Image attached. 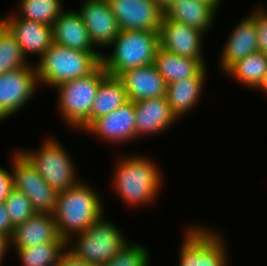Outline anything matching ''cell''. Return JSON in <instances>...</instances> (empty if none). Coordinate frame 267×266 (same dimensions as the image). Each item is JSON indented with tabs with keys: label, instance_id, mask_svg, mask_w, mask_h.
<instances>
[{
	"label": "cell",
	"instance_id": "277c9868",
	"mask_svg": "<svg viewBox=\"0 0 267 266\" xmlns=\"http://www.w3.org/2000/svg\"><path fill=\"white\" fill-rule=\"evenodd\" d=\"M110 47L111 54H102L101 64L108 75L120 76L124 71L154 64L160 47L159 33L144 30H122Z\"/></svg>",
	"mask_w": 267,
	"mask_h": 266
},
{
	"label": "cell",
	"instance_id": "8fae6325",
	"mask_svg": "<svg viewBox=\"0 0 267 266\" xmlns=\"http://www.w3.org/2000/svg\"><path fill=\"white\" fill-rule=\"evenodd\" d=\"M120 31L144 30L159 33L164 10L156 0H107Z\"/></svg>",
	"mask_w": 267,
	"mask_h": 266
},
{
	"label": "cell",
	"instance_id": "836d02e7",
	"mask_svg": "<svg viewBox=\"0 0 267 266\" xmlns=\"http://www.w3.org/2000/svg\"><path fill=\"white\" fill-rule=\"evenodd\" d=\"M56 266H93L73 254L68 248L60 256Z\"/></svg>",
	"mask_w": 267,
	"mask_h": 266
},
{
	"label": "cell",
	"instance_id": "4dcf8cb0",
	"mask_svg": "<svg viewBox=\"0 0 267 266\" xmlns=\"http://www.w3.org/2000/svg\"><path fill=\"white\" fill-rule=\"evenodd\" d=\"M259 6V7H257ZM256 9L250 12L248 16L254 21L256 25L257 40L259 51L267 55V10L262 5H256Z\"/></svg>",
	"mask_w": 267,
	"mask_h": 266
},
{
	"label": "cell",
	"instance_id": "5bb4252c",
	"mask_svg": "<svg viewBox=\"0 0 267 266\" xmlns=\"http://www.w3.org/2000/svg\"><path fill=\"white\" fill-rule=\"evenodd\" d=\"M205 32L186 24L163 17L159 30L160 48L179 56L204 59L203 38Z\"/></svg>",
	"mask_w": 267,
	"mask_h": 266
},
{
	"label": "cell",
	"instance_id": "d590c367",
	"mask_svg": "<svg viewBox=\"0 0 267 266\" xmlns=\"http://www.w3.org/2000/svg\"><path fill=\"white\" fill-rule=\"evenodd\" d=\"M7 30H8V21L5 15V17H0V39Z\"/></svg>",
	"mask_w": 267,
	"mask_h": 266
},
{
	"label": "cell",
	"instance_id": "8d00e7d4",
	"mask_svg": "<svg viewBox=\"0 0 267 266\" xmlns=\"http://www.w3.org/2000/svg\"><path fill=\"white\" fill-rule=\"evenodd\" d=\"M257 90H261V91L263 90L262 92H264L265 95L267 94V71H266V74H265V76L263 78L262 83L257 88Z\"/></svg>",
	"mask_w": 267,
	"mask_h": 266
},
{
	"label": "cell",
	"instance_id": "5b68a950",
	"mask_svg": "<svg viewBox=\"0 0 267 266\" xmlns=\"http://www.w3.org/2000/svg\"><path fill=\"white\" fill-rule=\"evenodd\" d=\"M108 74L100 64L92 73L55 87L61 117L68 126L83 131L91 124V107L100 82Z\"/></svg>",
	"mask_w": 267,
	"mask_h": 266
},
{
	"label": "cell",
	"instance_id": "484cf974",
	"mask_svg": "<svg viewBox=\"0 0 267 266\" xmlns=\"http://www.w3.org/2000/svg\"><path fill=\"white\" fill-rule=\"evenodd\" d=\"M67 244L65 240H56L14 251L21 266H56L60 256L67 249Z\"/></svg>",
	"mask_w": 267,
	"mask_h": 266
},
{
	"label": "cell",
	"instance_id": "ffe728a7",
	"mask_svg": "<svg viewBox=\"0 0 267 266\" xmlns=\"http://www.w3.org/2000/svg\"><path fill=\"white\" fill-rule=\"evenodd\" d=\"M206 69L207 66H203L194 76L167 84V102L178 120L198 103L207 80Z\"/></svg>",
	"mask_w": 267,
	"mask_h": 266
},
{
	"label": "cell",
	"instance_id": "2e32d148",
	"mask_svg": "<svg viewBox=\"0 0 267 266\" xmlns=\"http://www.w3.org/2000/svg\"><path fill=\"white\" fill-rule=\"evenodd\" d=\"M136 139L165 132L178 119L172 113L166 96L134 102Z\"/></svg>",
	"mask_w": 267,
	"mask_h": 266
},
{
	"label": "cell",
	"instance_id": "d4e9b609",
	"mask_svg": "<svg viewBox=\"0 0 267 266\" xmlns=\"http://www.w3.org/2000/svg\"><path fill=\"white\" fill-rule=\"evenodd\" d=\"M266 71L267 55L257 51L234 63L225 75L235 77L240 84L255 90L262 83Z\"/></svg>",
	"mask_w": 267,
	"mask_h": 266
},
{
	"label": "cell",
	"instance_id": "f546056e",
	"mask_svg": "<svg viewBox=\"0 0 267 266\" xmlns=\"http://www.w3.org/2000/svg\"><path fill=\"white\" fill-rule=\"evenodd\" d=\"M4 203L14 227L25 222L36 213L30 200L22 192L14 188L10 190Z\"/></svg>",
	"mask_w": 267,
	"mask_h": 266
},
{
	"label": "cell",
	"instance_id": "7402d4cb",
	"mask_svg": "<svg viewBox=\"0 0 267 266\" xmlns=\"http://www.w3.org/2000/svg\"><path fill=\"white\" fill-rule=\"evenodd\" d=\"M217 9L204 0H176L164 9V16L207 33L214 26Z\"/></svg>",
	"mask_w": 267,
	"mask_h": 266
},
{
	"label": "cell",
	"instance_id": "9a60e30c",
	"mask_svg": "<svg viewBox=\"0 0 267 266\" xmlns=\"http://www.w3.org/2000/svg\"><path fill=\"white\" fill-rule=\"evenodd\" d=\"M9 15V16H8ZM8 29L15 36L23 55L36 54L41 57L53 43L52 27L41 22L19 18L8 14Z\"/></svg>",
	"mask_w": 267,
	"mask_h": 266
},
{
	"label": "cell",
	"instance_id": "83f0119b",
	"mask_svg": "<svg viewBox=\"0 0 267 266\" xmlns=\"http://www.w3.org/2000/svg\"><path fill=\"white\" fill-rule=\"evenodd\" d=\"M29 64L15 36L8 29L0 39V75Z\"/></svg>",
	"mask_w": 267,
	"mask_h": 266
},
{
	"label": "cell",
	"instance_id": "44dd1931",
	"mask_svg": "<svg viewBox=\"0 0 267 266\" xmlns=\"http://www.w3.org/2000/svg\"><path fill=\"white\" fill-rule=\"evenodd\" d=\"M53 42L80 51H98L92 44L88 30L77 10H65L52 26Z\"/></svg>",
	"mask_w": 267,
	"mask_h": 266
},
{
	"label": "cell",
	"instance_id": "603a6c76",
	"mask_svg": "<svg viewBox=\"0 0 267 266\" xmlns=\"http://www.w3.org/2000/svg\"><path fill=\"white\" fill-rule=\"evenodd\" d=\"M154 65L167 84L194 76L203 66L206 59H193L179 56L158 48Z\"/></svg>",
	"mask_w": 267,
	"mask_h": 266
},
{
	"label": "cell",
	"instance_id": "74e56055",
	"mask_svg": "<svg viewBox=\"0 0 267 266\" xmlns=\"http://www.w3.org/2000/svg\"><path fill=\"white\" fill-rule=\"evenodd\" d=\"M159 6L164 10L166 9L172 2L176 0H156Z\"/></svg>",
	"mask_w": 267,
	"mask_h": 266
},
{
	"label": "cell",
	"instance_id": "8992f818",
	"mask_svg": "<svg viewBox=\"0 0 267 266\" xmlns=\"http://www.w3.org/2000/svg\"><path fill=\"white\" fill-rule=\"evenodd\" d=\"M62 145L54 137H48L35 151L19 150L57 192L67 190L81 181L75 162Z\"/></svg>",
	"mask_w": 267,
	"mask_h": 266
},
{
	"label": "cell",
	"instance_id": "ac0fdd59",
	"mask_svg": "<svg viewBox=\"0 0 267 266\" xmlns=\"http://www.w3.org/2000/svg\"><path fill=\"white\" fill-rule=\"evenodd\" d=\"M56 240L64 239L58 232L53 214L50 213H35L17 225L10 238L11 247L15 250Z\"/></svg>",
	"mask_w": 267,
	"mask_h": 266
},
{
	"label": "cell",
	"instance_id": "4316f807",
	"mask_svg": "<svg viewBox=\"0 0 267 266\" xmlns=\"http://www.w3.org/2000/svg\"><path fill=\"white\" fill-rule=\"evenodd\" d=\"M18 8L14 13L19 18L41 22L51 27L64 11L62 0H19Z\"/></svg>",
	"mask_w": 267,
	"mask_h": 266
},
{
	"label": "cell",
	"instance_id": "f1b7e54d",
	"mask_svg": "<svg viewBox=\"0 0 267 266\" xmlns=\"http://www.w3.org/2000/svg\"><path fill=\"white\" fill-rule=\"evenodd\" d=\"M148 250L137 243H126L113 259L100 266H149L151 263Z\"/></svg>",
	"mask_w": 267,
	"mask_h": 266
},
{
	"label": "cell",
	"instance_id": "4fadbf2b",
	"mask_svg": "<svg viewBox=\"0 0 267 266\" xmlns=\"http://www.w3.org/2000/svg\"><path fill=\"white\" fill-rule=\"evenodd\" d=\"M134 102L128 101L111 113L95 119L84 131L106 140L123 144L136 140Z\"/></svg>",
	"mask_w": 267,
	"mask_h": 266
},
{
	"label": "cell",
	"instance_id": "7c38bea8",
	"mask_svg": "<svg viewBox=\"0 0 267 266\" xmlns=\"http://www.w3.org/2000/svg\"><path fill=\"white\" fill-rule=\"evenodd\" d=\"M77 12L85 24L92 44L109 48L120 29L107 0H84ZM102 46V47H101Z\"/></svg>",
	"mask_w": 267,
	"mask_h": 266
},
{
	"label": "cell",
	"instance_id": "e0dca14e",
	"mask_svg": "<svg viewBox=\"0 0 267 266\" xmlns=\"http://www.w3.org/2000/svg\"><path fill=\"white\" fill-rule=\"evenodd\" d=\"M119 78L129 101L166 96L167 83L154 64L124 71Z\"/></svg>",
	"mask_w": 267,
	"mask_h": 266
},
{
	"label": "cell",
	"instance_id": "cb8c5ba5",
	"mask_svg": "<svg viewBox=\"0 0 267 266\" xmlns=\"http://www.w3.org/2000/svg\"><path fill=\"white\" fill-rule=\"evenodd\" d=\"M129 100L125 87L118 76L107 75L98 87L91 107V123L123 106Z\"/></svg>",
	"mask_w": 267,
	"mask_h": 266
},
{
	"label": "cell",
	"instance_id": "9c48e42d",
	"mask_svg": "<svg viewBox=\"0 0 267 266\" xmlns=\"http://www.w3.org/2000/svg\"><path fill=\"white\" fill-rule=\"evenodd\" d=\"M12 157L13 188L22 192L31 202L36 213L53 214L58 192L52 188L33 167V165L17 150Z\"/></svg>",
	"mask_w": 267,
	"mask_h": 266
},
{
	"label": "cell",
	"instance_id": "7a4b0ae2",
	"mask_svg": "<svg viewBox=\"0 0 267 266\" xmlns=\"http://www.w3.org/2000/svg\"><path fill=\"white\" fill-rule=\"evenodd\" d=\"M85 181L57 194L54 220L60 236L68 243L104 214L100 194Z\"/></svg>",
	"mask_w": 267,
	"mask_h": 266
},
{
	"label": "cell",
	"instance_id": "ba28073f",
	"mask_svg": "<svg viewBox=\"0 0 267 266\" xmlns=\"http://www.w3.org/2000/svg\"><path fill=\"white\" fill-rule=\"evenodd\" d=\"M185 230L179 266H229L226 241L219 231L195 224Z\"/></svg>",
	"mask_w": 267,
	"mask_h": 266
},
{
	"label": "cell",
	"instance_id": "d6986e66",
	"mask_svg": "<svg viewBox=\"0 0 267 266\" xmlns=\"http://www.w3.org/2000/svg\"><path fill=\"white\" fill-rule=\"evenodd\" d=\"M233 28L221 51L218 64L223 73L237 61L259 51L256 25L248 15Z\"/></svg>",
	"mask_w": 267,
	"mask_h": 266
},
{
	"label": "cell",
	"instance_id": "d6a6232c",
	"mask_svg": "<svg viewBox=\"0 0 267 266\" xmlns=\"http://www.w3.org/2000/svg\"><path fill=\"white\" fill-rule=\"evenodd\" d=\"M14 226L9 218V214L7 213L5 203L0 202V233L11 238Z\"/></svg>",
	"mask_w": 267,
	"mask_h": 266
},
{
	"label": "cell",
	"instance_id": "f35d334b",
	"mask_svg": "<svg viewBox=\"0 0 267 266\" xmlns=\"http://www.w3.org/2000/svg\"><path fill=\"white\" fill-rule=\"evenodd\" d=\"M206 2L211 3L217 10L219 9V6H221L222 0H204Z\"/></svg>",
	"mask_w": 267,
	"mask_h": 266
},
{
	"label": "cell",
	"instance_id": "3957f363",
	"mask_svg": "<svg viewBox=\"0 0 267 266\" xmlns=\"http://www.w3.org/2000/svg\"><path fill=\"white\" fill-rule=\"evenodd\" d=\"M101 51H80L52 43L35 62L39 87L53 89L70 80L92 73L101 64Z\"/></svg>",
	"mask_w": 267,
	"mask_h": 266
},
{
	"label": "cell",
	"instance_id": "52a82bcc",
	"mask_svg": "<svg viewBox=\"0 0 267 266\" xmlns=\"http://www.w3.org/2000/svg\"><path fill=\"white\" fill-rule=\"evenodd\" d=\"M105 219L103 214L84 232L75 235L77 236L75 244L72 242L67 244V248L73 254L93 266L111 261L127 243L126 236L122 234L119 227Z\"/></svg>",
	"mask_w": 267,
	"mask_h": 266
},
{
	"label": "cell",
	"instance_id": "1f68e13d",
	"mask_svg": "<svg viewBox=\"0 0 267 266\" xmlns=\"http://www.w3.org/2000/svg\"><path fill=\"white\" fill-rule=\"evenodd\" d=\"M12 188V171L0 167V202L6 199Z\"/></svg>",
	"mask_w": 267,
	"mask_h": 266
},
{
	"label": "cell",
	"instance_id": "e575fe53",
	"mask_svg": "<svg viewBox=\"0 0 267 266\" xmlns=\"http://www.w3.org/2000/svg\"><path fill=\"white\" fill-rule=\"evenodd\" d=\"M10 238L0 233V266L4 262L7 251L10 250Z\"/></svg>",
	"mask_w": 267,
	"mask_h": 266
},
{
	"label": "cell",
	"instance_id": "30bf717a",
	"mask_svg": "<svg viewBox=\"0 0 267 266\" xmlns=\"http://www.w3.org/2000/svg\"><path fill=\"white\" fill-rule=\"evenodd\" d=\"M38 85L36 67L32 63L1 74L0 122L23 108L33 98Z\"/></svg>",
	"mask_w": 267,
	"mask_h": 266
},
{
	"label": "cell",
	"instance_id": "6da1fadb",
	"mask_svg": "<svg viewBox=\"0 0 267 266\" xmlns=\"http://www.w3.org/2000/svg\"><path fill=\"white\" fill-rule=\"evenodd\" d=\"M115 166L111 184L124 202L130 207H141L157 201L163 176L153 159L127 155L118 160Z\"/></svg>",
	"mask_w": 267,
	"mask_h": 266
}]
</instances>
